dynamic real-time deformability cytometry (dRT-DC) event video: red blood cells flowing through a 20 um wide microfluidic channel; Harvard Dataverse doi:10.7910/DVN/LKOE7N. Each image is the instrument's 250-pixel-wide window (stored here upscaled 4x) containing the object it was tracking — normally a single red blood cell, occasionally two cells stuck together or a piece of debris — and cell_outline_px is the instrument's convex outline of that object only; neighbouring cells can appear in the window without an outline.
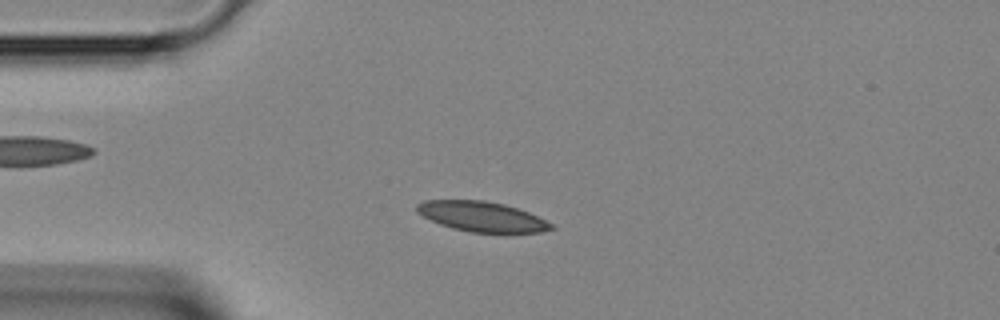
{"species": "Egyptian fruit bat (a non-hibernating species)", "species_latin": "Rousettus aegyptiacus", "temperature_condition": "room temperature", "stored_images_in_passage": 42, "camera_frame_rate_fps": 3000, "um_per_image_px": 0.085, "animal": {"sex": "female"}, "frame": {"image": 1, "passage_image": 10, "time_ms": 3.0, "image_size_px": [1000, 320], "cell_outline_px": [[556, 228], [540, 232], [468, 232], [452, 228], [440, 224], [416, 212], [416, 204], [424, 200], [484, 200], [504, 204], [528, 212], [552, 224]], "centroid_in_image_um": [40.92, 18.4], "position_along_channel_um": 44.1, "area_um2": 23.29}}
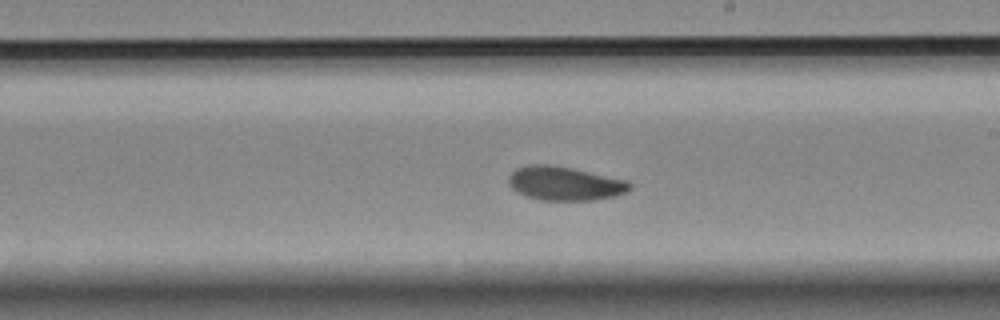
{"frame": {"image": 2, "passage_image": 24, "time_ms": 7.667, "image_size_px": [1000, 320], "cell_outline_px": [[632, 188], [628, 192], [616, 196], [592, 200], [540, 200], [524, 196], [516, 192], [508, 184], [508, 176], [516, 168], [528, 164], [552, 164], [572, 168], [628, 180], [632, 184]], "centroid_in_image_um": [48.0, 15.59], "position_along_channel_um": 241.0, "area_um2": 24.33}}
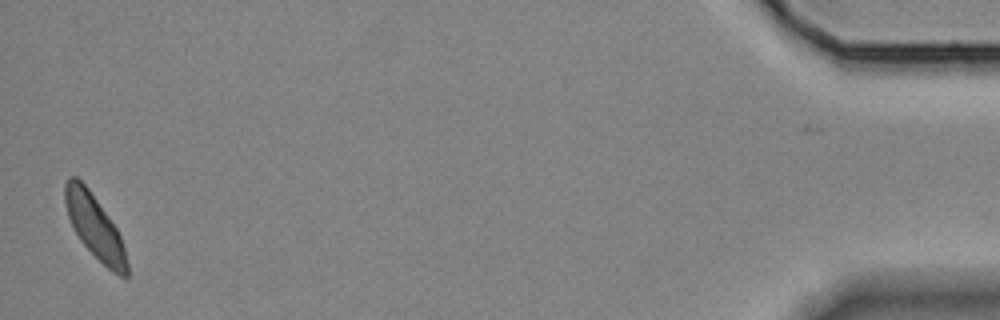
{"frame": {"image": 3, "passage_image": 42, "time_ms": 13.667, "image_size_px": [1000, 320], "cell_outline_px": [[128, 276], [120, 276], [112, 272], [80, 240], [68, 216], [64, 200], [64, 184], [68, 176], [76, 176], [88, 188], [116, 228], [124, 244], [128, 264]], "centroid_in_image_um": [8.05, 19.25], "position_along_channel_um": 427.2, "area_um2": 22.54}}